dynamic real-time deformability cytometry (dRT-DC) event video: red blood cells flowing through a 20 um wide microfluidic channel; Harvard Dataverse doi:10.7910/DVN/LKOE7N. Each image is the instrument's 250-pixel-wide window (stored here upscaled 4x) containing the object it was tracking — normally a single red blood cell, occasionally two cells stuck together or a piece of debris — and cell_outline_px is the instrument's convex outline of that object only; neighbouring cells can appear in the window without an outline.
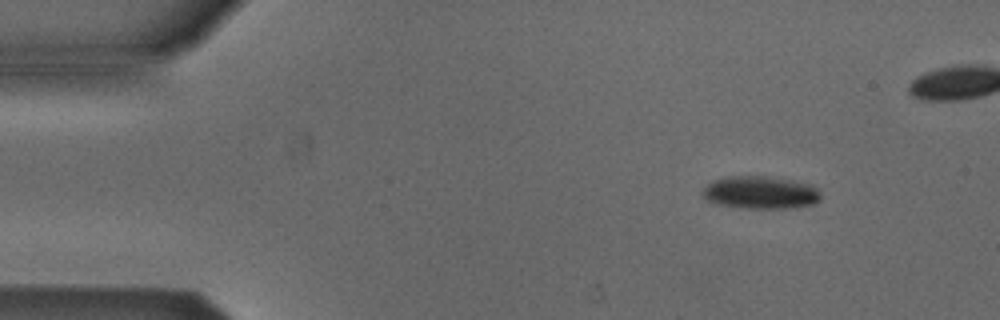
{"species": "Egyptian fruit bat (a non-hibernating species)", "species_latin": "Rousettus aegyptiacus", "temperature_condition": "cold", "stored_images_in_passage": 5, "camera_frame_rate_fps": 3000, "um_per_image_px": 0.085, "animal": {"sex": "male"}, "frame": {"image": 1, "passage_image": 1, "time_ms": 0.0, "image_size_px": [1000, 320], "cell_outline_px": [[820, 200], [812, 204], [784, 208], [744, 208], [712, 204], [700, 192], [712, 180], [724, 176], [764, 176], [788, 180], [808, 184], [816, 188], [820, 196]], "centroid_in_image_um": [64.55, 16.36], "position_along_channel_um": 20.5, "area_um2": 22.37}}
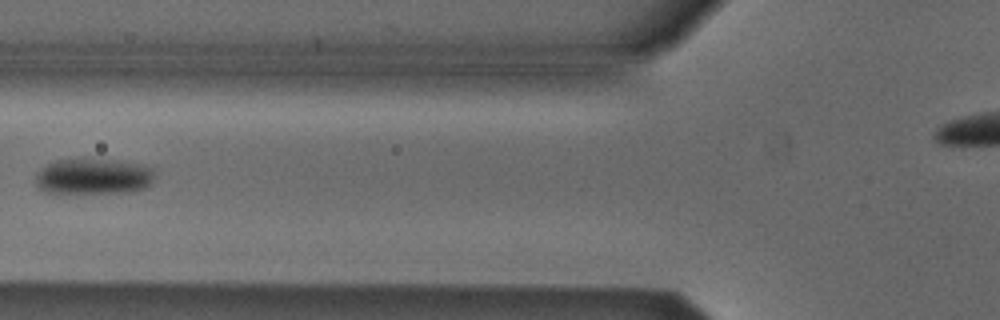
{"frame": {"image": 2, "passage_image": 4, "time_ms": 1.0, "image_size_px": [1000, 320], "cell_outline_px": [[156, 176], [152, 184], [148, 188], [128, 192], [44, 192], [36, 184], [36, 172], [48, 164], [56, 160], [116, 160], [144, 164], [152, 168]], "centroid_in_image_um": [8.02, 15.0], "position_along_channel_um": 117.8, "area_um2": 24.8}}
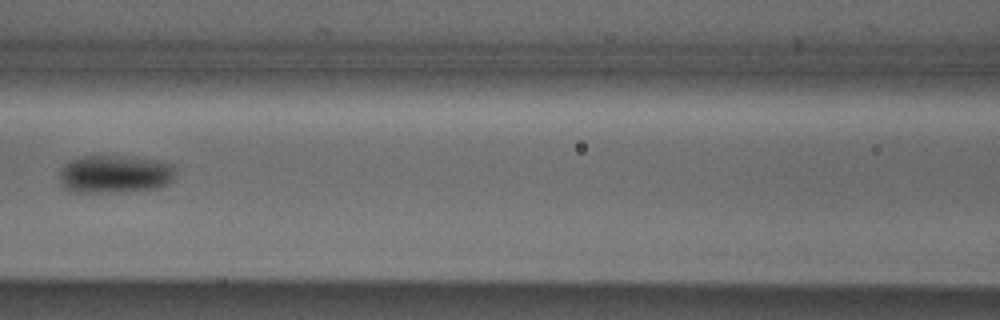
{"frame": {"image": 3, "passage_image": 5, "time_ms": 1.333, "image_size_px": [1000, 320], "cell_outline_px": [[176, 172], [172, 180], [168, 184], [156, 188], [120, 192], [68, 192], [60, 184], [60, 172], [64, 164], [68, 160], [84, 156], [120, 156], [156, 160], [172, 164], [176, 168]], "centroid_in_image_um": [9.74, 14.81], "position_along_channel_um": 156.9, "area_um2": 25.89}}